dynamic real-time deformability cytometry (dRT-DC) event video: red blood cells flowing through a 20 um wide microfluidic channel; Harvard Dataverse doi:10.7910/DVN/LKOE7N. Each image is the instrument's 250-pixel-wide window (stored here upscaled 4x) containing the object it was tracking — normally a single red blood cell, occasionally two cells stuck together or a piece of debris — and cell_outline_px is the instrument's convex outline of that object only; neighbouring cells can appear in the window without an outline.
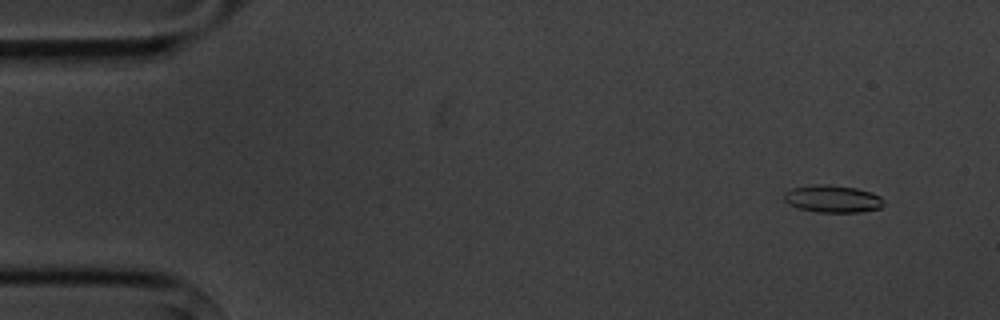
{"species": "common noctule bat (a hibernating species)", "species_latin": "Nyctalus noctula", "temperature_condition": "cold", "stored_images_in_passage": 6, "camera_frame_rate_fps": 3000, "um_per_image_px": 0.085, "animal": {"sex": "male", "body_mass_g": 20.1, "forearm_length_mm": 53.5}, "frame": {"image": 1, "passage_image": 1, "time_ms": 0.0, "image_size_px": [1000, 320], "cell_outline_px": [[884, 204], [880, 208], [860, 212], [820, 212], [800, 208], [788, 204], [784, 200], [784, 192], [792, 188], [816, 184], [828, 184], [856, 188], [872, 192], [880, 196], [884, 200]], "centroid_in_image_um": [70.79, 16.89], "position_along_channel_um": 14.2, "area_um2": 15.9}}
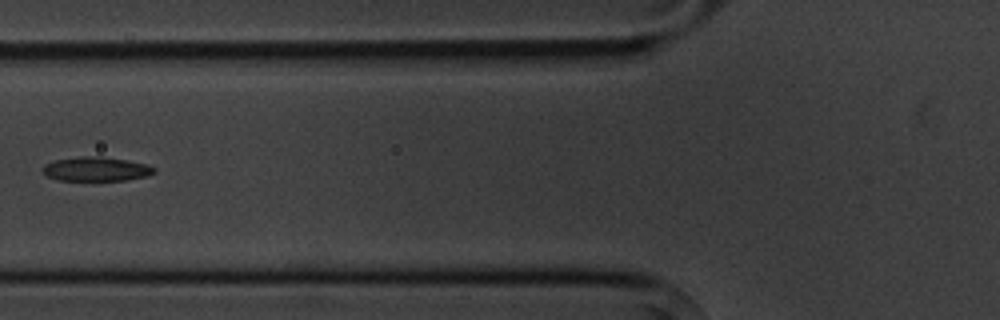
{"frame": {"image": 2, "passage_image": 5, "time_ms": 5.667, "image_size_px": [1000, 320], "cell_outline_px": [[156, 172], [148, 176], [128, 180], [56, 180], [40, 172], [44, 164], [56, 160], [76, 156], [100, 156], [128, 160], [148, 164], [156, 168]], "centroid_in_image_um": [8.18, 14.36], "position_along_channel_um": 117.6, "area_um2": 16.01}}
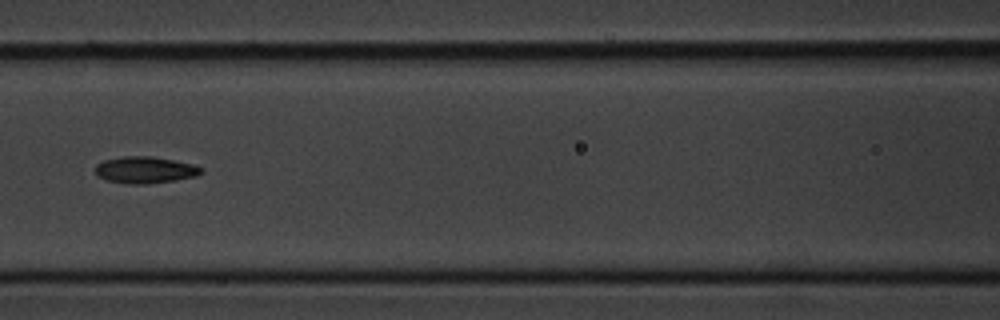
{"frame": {"image": 3, "passage_image": 6, "time_ms": 6.667, "image_size_px": [1000, 320], "cell_outline_px": [[200, 172], [196, 176], [176, 180], [144, 184], [132, 184], [108, 180], [96, 176], [96, 164], [104, 160], [124, 156], [152, 156], [192, 164], [200, 168]], "centroid_in_image_um": [12.28, 14.44], "position_along_channel_um": 154.3, "area_um2": 16.18}}